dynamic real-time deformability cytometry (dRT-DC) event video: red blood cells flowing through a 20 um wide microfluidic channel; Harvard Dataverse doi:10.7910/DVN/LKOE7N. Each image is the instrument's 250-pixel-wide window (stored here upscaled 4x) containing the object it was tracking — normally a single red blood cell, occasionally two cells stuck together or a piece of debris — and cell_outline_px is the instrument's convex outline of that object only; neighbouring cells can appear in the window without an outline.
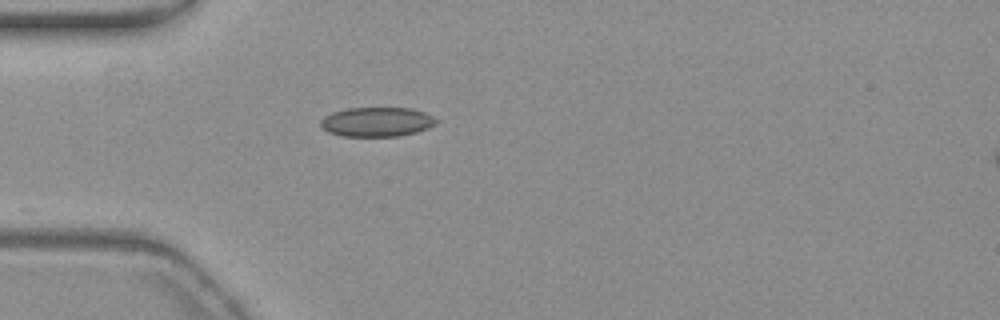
{"species": "common noctule bat (a hibernating species)", "species_latin": "Nyctalus noctula", "temperature_condition": "warm", "stored_images_in_passage": 22, "camera_frame_rate_fps": 3000, "um_per_image_px": 0.085, "animal": {"sex": "female", "body_mass_g": 19.3, "forearm_length_mm": 54.1}, "frame": {"image": 1, "passage_image": 1, "time_ms": 0.0, "image_size_px": [1000, 320], "cell_outline_px": [[436, 124], [428, 128], [416, 132], [400, 136], [344, 136], [328, 132], [320, 124], [320, 120], [324, 116], [332, 112], [348, 108], [412, 108], [424, 112], [432, 116], [436, 120]], "centroid_in_image_um": [32.02, 10.36], "position_along_channel_um": 53.0, "area_um2": 19.77}}
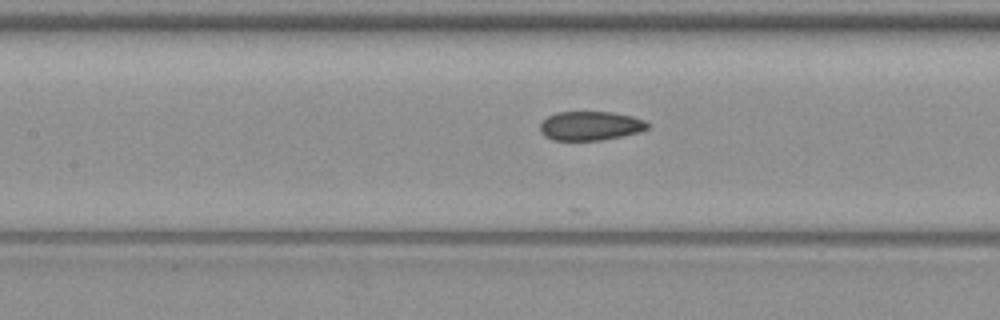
{"frame": {"image": 2, "passage_image": 10, "time_ms": 3.0, "image_size_px": [1000, 320], "cell_outline_px": [[648, 128], [640, 132], [600, 140], [552, 140], [544, 136], [540, 132], [540, 124], [548, 116], [556, 112], [612, 112], [632, 116], [644, 120], [648, 124]], "centroid_in_image_um": [50.16, 10.69], "position_along_channel_um": 157.2, "area_um2": 18.15}}
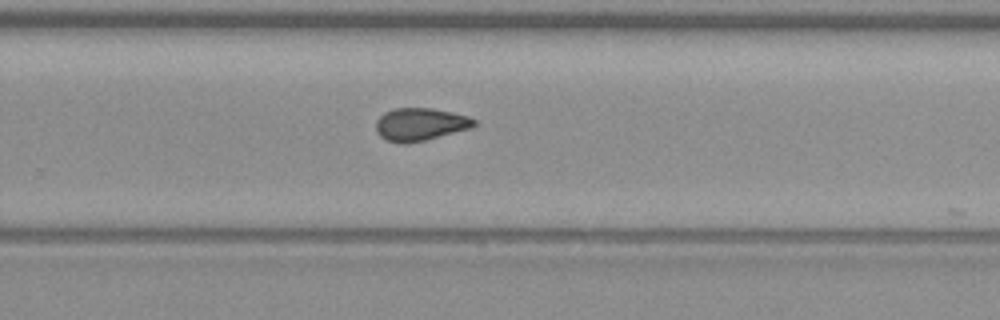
{"frame": {"image": 3, "passage_image": 21, "time_ms": 6.667, "image_size_px": [1000, 320], "cell_outline_px": [[476, 124], [472, 128], [408, 144], [400, 144], [388, 140], [380, 136], [376, 132], [376, 120], [384, 112], [392, 108], [432, 108], [468, 116], [476, 120]], "centroid_in_image_um": [35.7, 10.57], "position_along_channel_um": 294.1, "area_um2": 18.79}}